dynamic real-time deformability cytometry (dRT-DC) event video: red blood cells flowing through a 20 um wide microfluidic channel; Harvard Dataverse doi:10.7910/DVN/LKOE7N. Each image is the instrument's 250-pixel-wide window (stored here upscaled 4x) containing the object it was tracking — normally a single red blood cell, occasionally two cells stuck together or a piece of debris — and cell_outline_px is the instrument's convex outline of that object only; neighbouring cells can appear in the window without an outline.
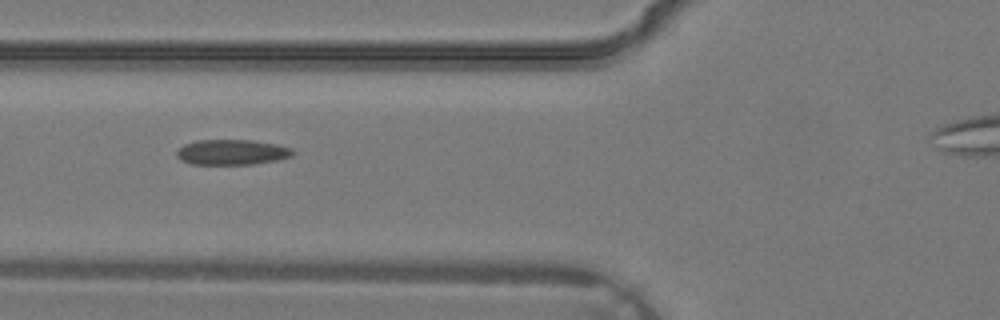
{"species": "common noctule bat (a hibernating species)", "species_latin": "Nyctalus noctula", "temperature_condition": "warm", "stored_images_in_passage": 2, "camera_frame_rate_fps": 3000, "um_per_image_px": 0.085, "animal": {"sex": "male", "body_mass_g": 19.2, "forearm_length_mm": 51.8}, "frame": {"image": 1, "passage_image": 2, "time_ms": 0.333, "image_size_px": [1000, 320], "cell_outline_px": [[296, 152], [292, 156], [280, 160], [256, 164], [192, 164], [180, 160], [176, 156], [176, 152], [184, 144], [196, 140], [252, 140], [276, 144], [292, 148]], "centroid_in_image_um": [19.75, 12.94], "position_along_channel_um": 106.1, "area_um2": 17.34}}